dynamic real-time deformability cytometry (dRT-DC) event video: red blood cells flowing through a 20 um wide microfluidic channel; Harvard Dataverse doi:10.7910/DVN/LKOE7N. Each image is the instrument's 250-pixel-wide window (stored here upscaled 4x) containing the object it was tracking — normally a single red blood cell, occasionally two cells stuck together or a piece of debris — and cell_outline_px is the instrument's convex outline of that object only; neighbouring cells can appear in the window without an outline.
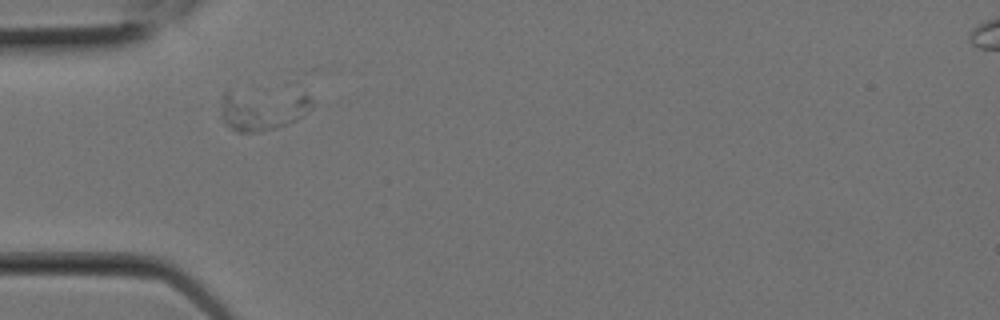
{"species": "Egyptian fruit bat (a non-hibernating species)", "species_latin": "Rousettus aegyptiacus", "temperature_condition": "room temperature", "stored_images_in_passage": 8, "camera_frame_rate_fps": 3000, "um_per_image_px": 0.085, "animal": {"sex": "female"}, "frame": {"image": 1, "passage_image": 3, "time_ms": 0.667, "image_size_px": [1000, 320], "cell_outline_px": [[312, 104], [308, 112], [296, 120], [276, 128], [256, 132], [236, 132], [224, 120], [224, 96], [228, 92], [308, 96], [312, 100]], "centroid_in_image_um": [22.36, 9.4], "position_along_channel_um": 62.6, "area_um2": 20.0}}
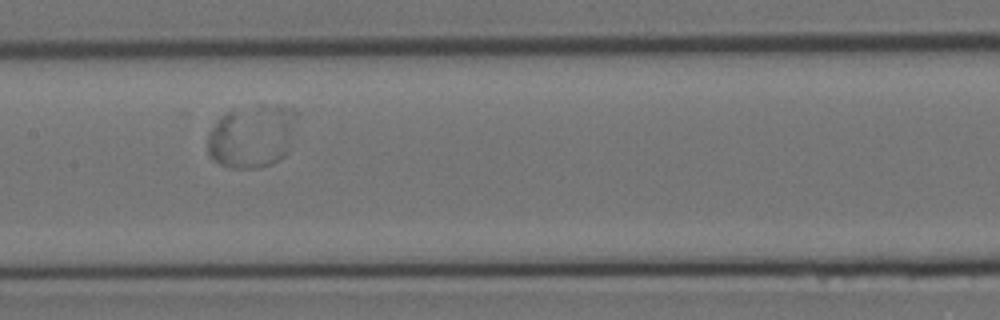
{"frame": {"image": 2, "passage_image": 7, "time_ms": 2.0, "image_size_px": [1000, 320], "cell_outline_px": [[284, 156], [280, 160], [272, 164], [256, 168], [232, 168], [220, 164], [208, 152], [208, 132], [216, 120], [220, 116], [228, 112], [236, 112], [284, 152]], "centroid_in_image_um": [20.46, 12.23], "position_along_channel_um": 186.9, "area_um2": 20.81}}
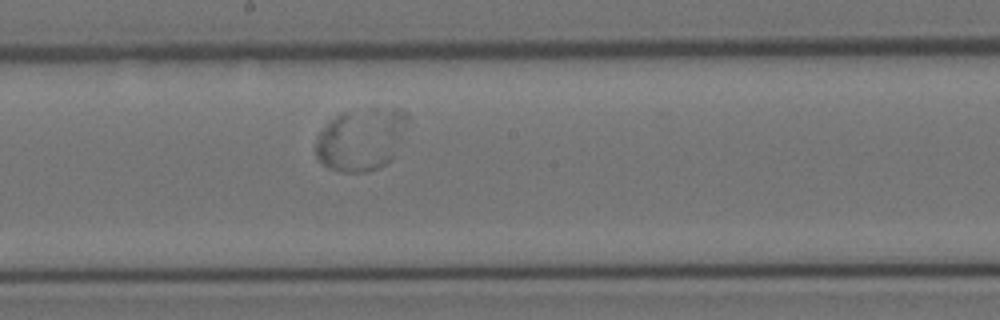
{"frame": {"image": 3, "passage_image": 8, "time_ms": 2.333, "image_size_px": [1000, 320], "cell_outline_px": [[392, 160], [380, 168], [368, 172], [344, 172], [328, 168], [316, 156], [316, 136], [328, 120], [344, 112], [392, 156]], "centroid_in_image_um": [29.67, 12.5], "position_along_channel_um": 218.5, "area_um2": 21.5}}